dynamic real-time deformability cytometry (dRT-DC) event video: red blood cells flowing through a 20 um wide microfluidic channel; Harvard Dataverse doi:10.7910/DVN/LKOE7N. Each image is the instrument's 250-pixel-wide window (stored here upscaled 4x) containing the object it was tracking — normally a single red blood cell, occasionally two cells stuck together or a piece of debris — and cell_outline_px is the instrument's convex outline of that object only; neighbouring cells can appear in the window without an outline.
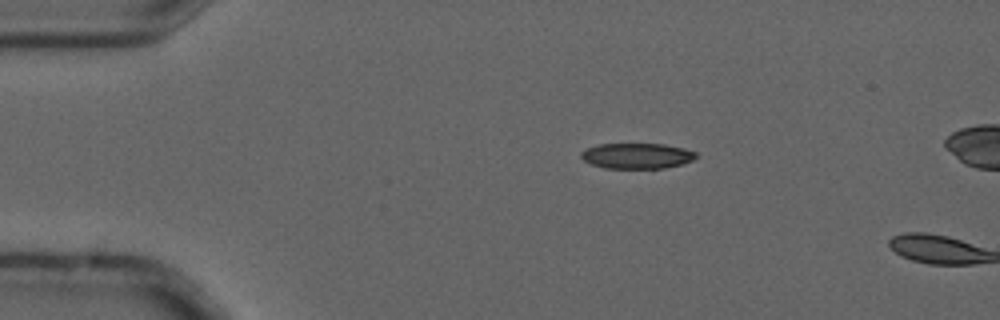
{"species": "common noctule bat (a hibernating species)", "species_latin": "Nyctalus noctula", "temperature_condition": "cold", "stored_images_in_passage": 3, "camera_frame_rate_fps": 3000, "um_per_image_px": 0.085, "animal": {"sex": "male", "forearm_length_mm": 52.5}, "frame": {"image": 1, "passage_image": 2, "time_ms": 0.333, "image_size_px": [1000, 320], "cell_outline_px": [[700, 156], [684, 164], [664, 168], [604, 168], [592, 164], [584, 160], [580, 156], [580, 152], [588, 148], [600, 144], [664, 144], [684, 148], [696, 152]], "centroid_in_image_um": [54.18, 13.25], "position_along_channel_um": 30.8, "area_um2": 17.17}}